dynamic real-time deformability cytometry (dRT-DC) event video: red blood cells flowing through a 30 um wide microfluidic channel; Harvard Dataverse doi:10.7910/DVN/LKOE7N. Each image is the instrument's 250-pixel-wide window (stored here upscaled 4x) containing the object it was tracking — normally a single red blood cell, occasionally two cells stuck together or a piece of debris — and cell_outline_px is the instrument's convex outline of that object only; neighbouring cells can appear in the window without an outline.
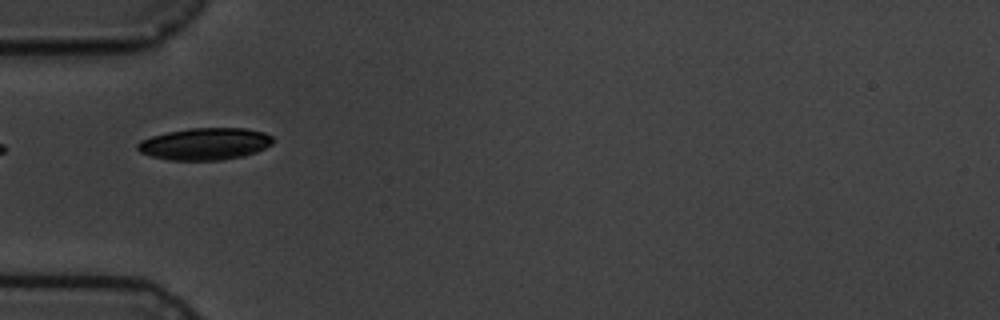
{"species": "common noctule bat (a hibernating species)", "species_latin": "Nyctalus noctula", "temperature_condition": "cold", "stored_images_in_passage": 9, "camera_frame_rate_fps": 3000, "um_per_image_px": 0.085, "animal": {"sex": "male", "body_mass_g": 19.5, "forearm_length_mm": 54.6}, "frame": {"image": 1, "passage_image": 6, "time_ms": 5.667, "image_size_px": [1000, 320], "cell_outline_px": [[272, 144], [256, 152], [244, 156], [220, 160], [168, 160], [152, 156], [140, 152], [136, 148], [136, 144], [140, 140], [152, 136], [168, 132], [188, 128], [244, 128], [264, 132], [272, 136]], "centroid_in_image_um": [17.41, 12.23], "position_along_channel_um": 67.6, "area_um2": 25.26}}
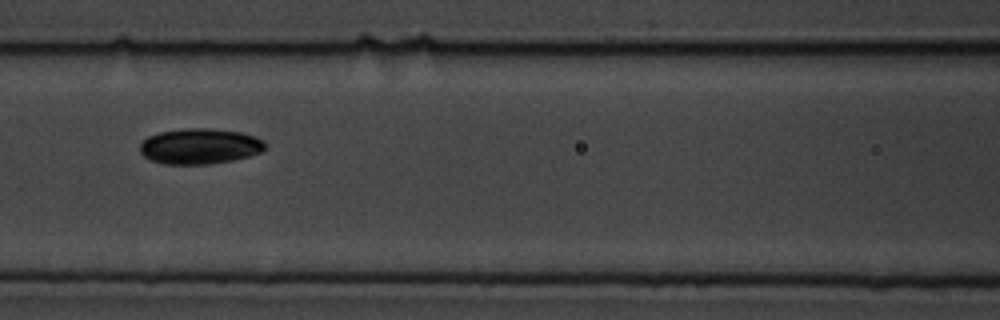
{"frame": {"image": 2, "passage_image": 8, "time_ms": 8.0, "image_size_px": [1000, 320], "cell_outline_px": [[264, 148], [260, 152], [248, 156], [232, 160], [208, 164], [164, 164], [152, 160], [144, 156], [140, 152], [140, 144], [148, 136], [160, 132], [184, 128], [208, 128], [240, 132], [256, 136], [264, 140]], "centroid_in_image_um": [16.97, 12.42], "position_along_channel_um": 149.6, "area_um2": 25.84}}
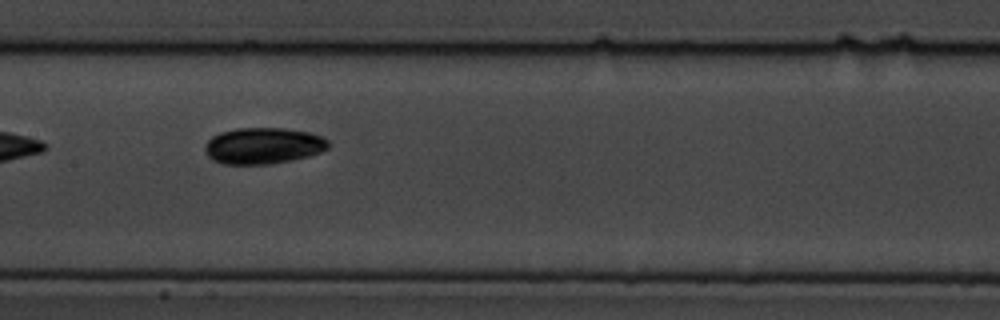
{"frame": {"image": 3, "passage_image": 9, "time_ms": 9.0, "image_size_px": [1000, 320], "cell_outline_px": [[328, 148], [320, 152], [308, 156], [268, 164], [224, 164], [212, 160], [208, 156], [204, 148], [204, 144], [212, 136], [220, 132], [236, 128], [284, 128], [308, 132], [320, 136], [328, 140]], "centroid_in_image_um": [22.33, 12.38], "position_along_channel_um": 185.1, "area_um2": 26.01}}